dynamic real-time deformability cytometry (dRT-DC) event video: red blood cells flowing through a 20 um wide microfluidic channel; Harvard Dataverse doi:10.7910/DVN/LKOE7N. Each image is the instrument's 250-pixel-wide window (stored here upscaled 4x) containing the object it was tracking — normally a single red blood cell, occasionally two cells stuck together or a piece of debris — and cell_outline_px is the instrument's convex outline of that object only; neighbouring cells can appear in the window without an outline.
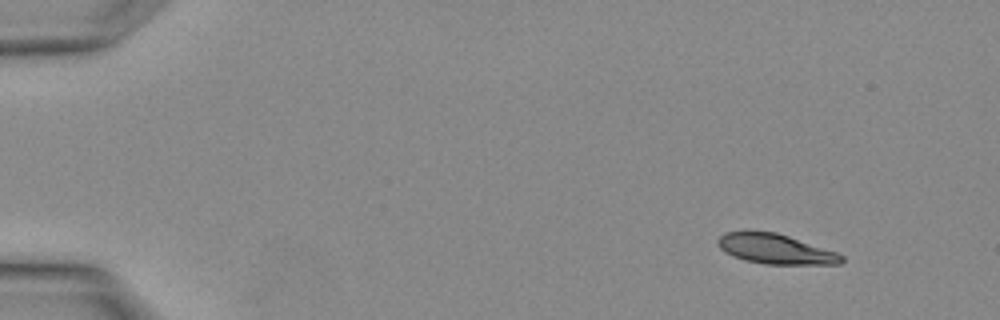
{"species": "Egyptian fruit bat (a non-hibernating species)", "species_latin": "Rousettus aegyptiacus", "temperature_condition": "warm", "stored_images_in_passage": 2, "camera_frame_rate_fps": 3000, "um_per_image_px": 0.085, "animal": {"sex": "female"}, "frame": {"image": 1, "passage_image": 1, "time_ms": 0.0, "image_size_px": [1000, 320], "cell_outline_px": [[844, 260], [840, 264], [764, 264], [744, 260], [732, 256], [724, 252], [716, 244], [716, 240], [724, 232], [744, 228], [776, 232], [836, 252], [844, 256]], "centroid_in_image_um": [65.8, 21.12], "position_along_channel_um": 19.2, "area_um2": 22.14}}